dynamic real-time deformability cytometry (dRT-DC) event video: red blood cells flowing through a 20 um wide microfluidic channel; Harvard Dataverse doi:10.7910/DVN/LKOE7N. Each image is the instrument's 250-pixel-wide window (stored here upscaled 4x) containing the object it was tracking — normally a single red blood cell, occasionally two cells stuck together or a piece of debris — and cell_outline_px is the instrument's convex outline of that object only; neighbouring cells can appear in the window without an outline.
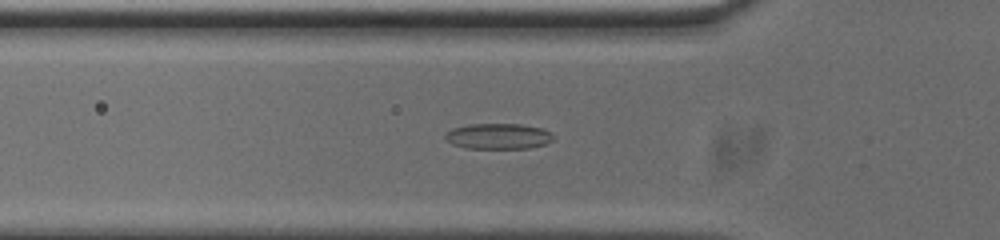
{"species": "common noctule bat (a hibernating species)", "species_latin": "Nyctalus noctula", "temperature_condition": "cold", "stored_images_in_passage": 39, "camera_frame_rate_fps": 3000, "um_per_image_px": 0.085, "animal": {"sex": "male", "body_mass_g": 20.0, "forearm_length_mm": 53.3}, "frame": {"image": 1, "passage_image": 2, "time_ms": 0.333, "image_size_px": [1000, 240], "cell_outline_px": [[552, 140], [548, 144], [528, 148], [468, 148], [452, 144], [444, 136], [452, 128], [468, 124], [520, 124], [544, 128], [552, 132]], "centroid_in_image_um": [42.4, 11.57], "position_along_channel_um": 83.4, "area_um2": 16.18}}
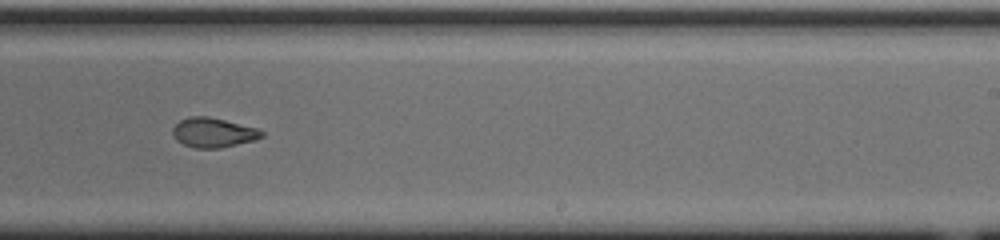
{"frame": {"image": 2, "passage_image": 17, "time_ms": 5.333, "image_size_px": [1000, 240], "cell_outline_px": [[264, 136], [256, 140], [220, 148], [196, 148], [184, 144], [176, 140], [172, 132], [172, 128], [180, 120], [188, 116], [208, 116], [260, 128], [264, 132]], "centroid_in_image_um": [18.16, 11.26], "position_along_channel_um": 270.8, "area_um2": 15.55}}
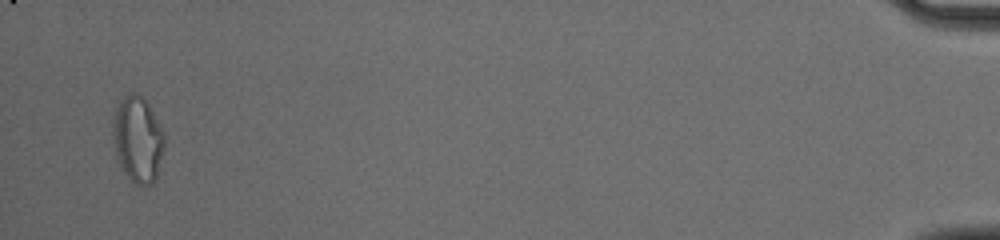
{"frame": {"image": 3, "passage_image": 37, "time_ms": 12.0, "image_size_px": [1000, 240], "cell_outline_px": [[164, 148], [156, 180], [152, 184], [144, 188], [136, 184], [124, 172], [116, 160], [112, 136], [112, 120], [116, 108], [120, 100], [136, 92], [148, 104], [160, 124], [164, 132]], "centroid_in_image_um": [11.7, 11.9], "position_along_channel_um": 423.5, "area_um2": 26.07}}